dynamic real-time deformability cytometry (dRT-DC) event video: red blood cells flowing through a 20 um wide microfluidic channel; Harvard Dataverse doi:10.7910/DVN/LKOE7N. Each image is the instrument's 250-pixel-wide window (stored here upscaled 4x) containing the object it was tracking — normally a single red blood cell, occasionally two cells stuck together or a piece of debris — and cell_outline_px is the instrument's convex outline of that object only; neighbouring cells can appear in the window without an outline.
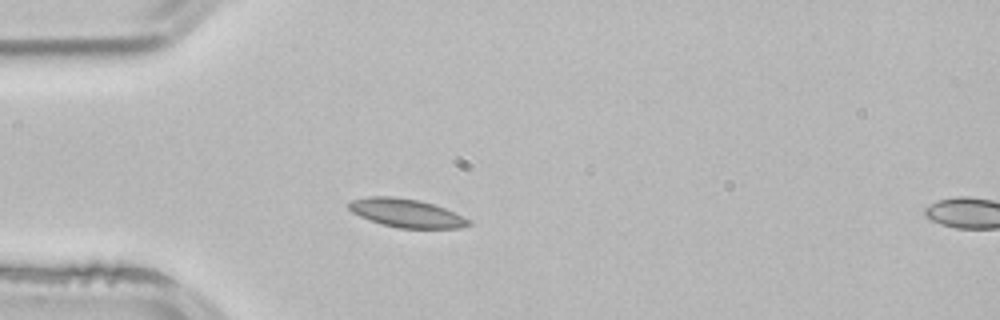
{"species": "common noctule bat (a hibernating species)", "species_latin": "Nyctalus noctula", "temperature_condition": "room temperature", "stored_images_in_passage": 39, "camera_frame_rate_fps": 3000, "um_per_image_px": 0.085, "animal": {"sex": "male", "body_mass_g": 21.5, "forearm_length_mm": 52.0}, "frame": {"image": 1, "passage_image": 1, "time_ms": 0.0, "image_size_px": [1000, 320], "cell_outline_px": [[472, 224], [460, 228], [400, 228], [384, 224], [360, 216], [352, 212], [348, 208], [348, 204], [352, 200], [368, 196], [392, 196], [416, 200], [432, 204], [444, 208], [472, 220]], "centroid_in_image_um": [34.56, 18.11], "position_along_channel_um": 50.4, "area_um2": 19.59}, "authors_computed_cell_mechanics": {"area_um2": 18.4382, "velocity_mm_per_s": 3.8331, "shape_relaxation_time_tau1_ms": 2.3091, "shape_relaxation_time_tau2_ms": 6.7917, "deformation_change_tau1": 0.0836, "deformation_change_tau2": 0.0889}}